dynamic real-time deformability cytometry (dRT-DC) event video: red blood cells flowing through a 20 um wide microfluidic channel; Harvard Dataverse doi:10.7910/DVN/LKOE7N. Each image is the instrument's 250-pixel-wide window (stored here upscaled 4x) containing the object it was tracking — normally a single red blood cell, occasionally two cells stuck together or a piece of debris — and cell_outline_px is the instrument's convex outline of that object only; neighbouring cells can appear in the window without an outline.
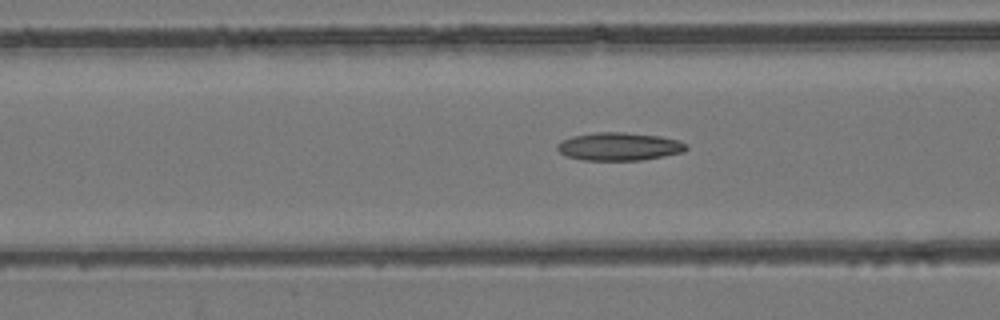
{"species": "common noctule bat (a hibernating species)", "species_latin": "Nyctalus noctula", "temperature_condition": "room temperature", "stored_images_in_passage": 50, "segment_of_instrument_passage": [1, 2], "camera_frame_rate_fps": 3000, "um_per_image_px": 0.085, "animal": {"sex": "female", "body_mass_g": 24.6, "forearm_length_mm": 56.2}, "frame": {"image": 1, "passage_image": 17, "time_ms": 5.333, "image_size_px": [1000, 320], "cell_outline_px": [[688, 148], [684, 152], [664, 156], [640, 160], [584, 160], [564, 156], [556, 148], [556, 144], [572, 136], [596, 132], [624, 132], [660, 136], [680, 140], [688, 144]], "centroid_in_image_um": [52.65, 12.45], "position_along_channel_um": 114.0, "area_um2": 21.21}}
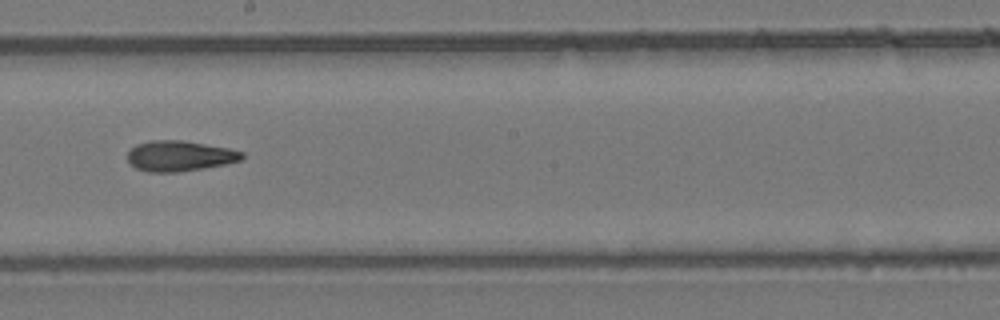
{"frame": {"image": 2, "passage_image": 26, "time_ms": 8.333, "image_size_px": [1000, 320], "cell_outline_px": [[244, 156], [240, 160], [224, 164], [204, 168], [180, 172], [148, 172], [136, 168], [128, 160], [128, 152], [136, 144], [152, 140], [180, 140], [228, 148], [244, 152]], "centroid_in_image_um": [15.26, 13.26], "position_along_channel_um": 232.9, "area_um2": 20.17}}
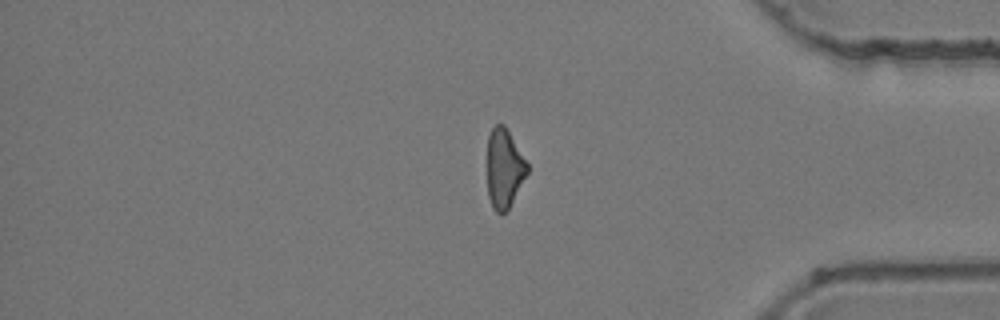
{"frame": {"image": 3, "passage_image": 40, "time_ms": 13.0, "image_size_px": [1000, 320], "cell_outline_px": [[528, 172], [508, 208], [500, 216], [492, 208], [488, 196], [488, 136], [492, 128], [496, 124], [504, 124], [528, 164]], "centroid_in_image_um": [42.85, 14.33], "position_along_channel_um": 392.4, "area_um2": 18.21}}